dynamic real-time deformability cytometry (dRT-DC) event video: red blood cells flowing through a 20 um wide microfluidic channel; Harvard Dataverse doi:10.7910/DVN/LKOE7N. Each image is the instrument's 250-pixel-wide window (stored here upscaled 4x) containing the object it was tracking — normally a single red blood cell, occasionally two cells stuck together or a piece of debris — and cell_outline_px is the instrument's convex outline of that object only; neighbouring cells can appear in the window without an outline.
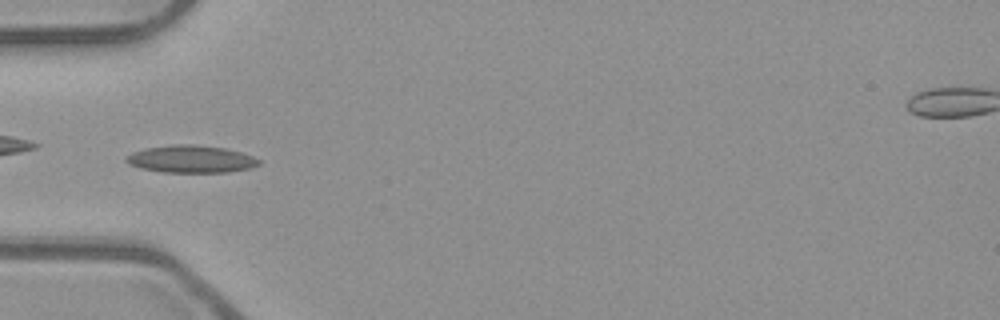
{"species": "common noctule bat (a hibernating species)", "species_latin": "Nyctalus noctula", "temperature_condition": "room temperature", "stored_images_in_passage": 44, "camera_frame_rate_fps": 3000, "um_per_image_px": 0.085, "animal": {"sex": "male", "body_mass_g": 23.1, "forearm_length_mm": 52.7}, "frame": {"image": 1, "passage_image": 9, "time_ms": 2.667, "image_size_px": [1000, 320], "cell_outline_px": [[260, 164], [248, 168], [228, 172], [164, 172], [140, 168], [128, 164], [124, 160], [124, 156], [132, 152], [144, 148], [172, 144], [192, 144], [224, 148], [240, 152], [252, 156], [260, 160]], "centroid_in_image_um": [16.17, 13.51], "position_along_channel_um": 68.8, "area_um2": 21.21}}
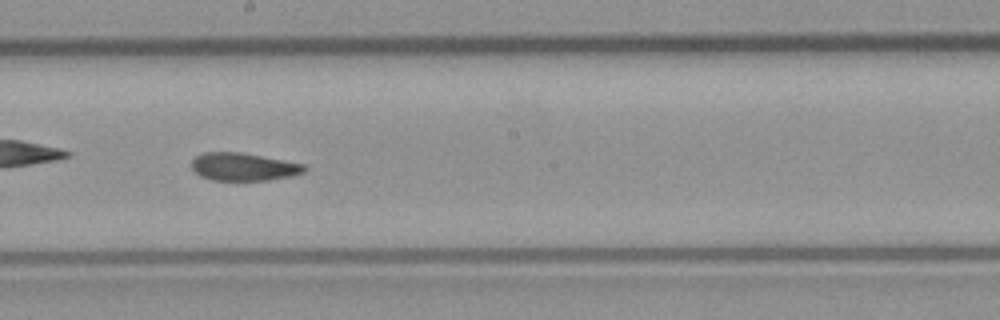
{"frame": {"image": 2, "passage_image": 21, "time_ms": 6.667, "image_size_px": [1000, 320], "cell_outline_px": [[308, 168], [304, 172], [292, 176], [268, 180], [212, 180], [200, 176], [192, 168], [192, 160], [196, 156], [204, 152], [236, 152], [284, 160], [304, 164]], "centroid_in_image_um": [20.7, 14.18], "position_along_channel_um": 227.5, "area_um2": 18.15}}
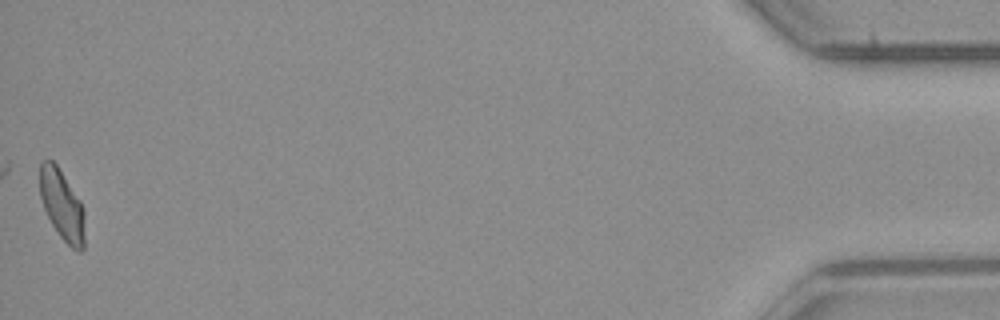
{"frame": {"image": 3, "passage_image": 44, "time_ms": 14.333, "image_size_px": [1000, 320], "cell_outline_px": [[84, 248], [80, 252], [72, 248], [60, 236], [52, 224], [44, 208], [40, 196], [40, 164], [44, 160], [52, 160], [56, 164], [80, 200], [84, 212]], "centroid_in_image_um": [5.28, 17.44], "position_along_channel_um": 429.9, "area_um2": 18.15}, "authors_computed_cell_mechanics": {"area_um2": 18.8717, "velocity_mm_per_s": 3.9412, "shape_relaxation_time_tau1_ms": null, "shape_relaxation_time_tau2_ms": 1.8805, "deformation_change_tau1": null, "deformation_change_tau2": 0.0683}}